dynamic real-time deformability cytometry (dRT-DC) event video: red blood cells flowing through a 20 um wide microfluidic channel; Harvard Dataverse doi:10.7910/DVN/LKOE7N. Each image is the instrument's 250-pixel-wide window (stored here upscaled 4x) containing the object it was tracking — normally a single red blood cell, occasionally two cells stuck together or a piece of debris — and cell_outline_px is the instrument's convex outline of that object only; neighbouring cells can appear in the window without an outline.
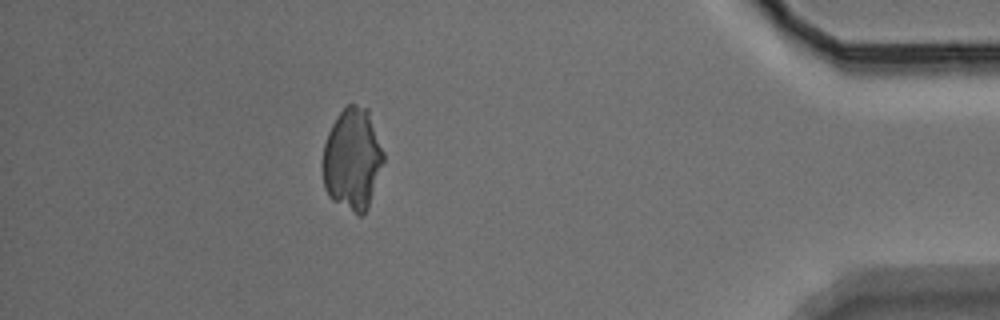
{"species": "Egyptian fruit bat (a non-hibernating species)", "species_latin": "Rousettus aegyptiacus", "temperature_condition": "warm", "stored_images_in_passage": 37, "camera_frame_rate_fps": 3000, "um_per_image_px": 0.085, "animal": {"sex": "male"}, "frame": {"image": 1, "passage_image": 32, "time_ms": 10.333, "image_size_px": [1000, 320], "cell_outline_px": [[384, 160], [368, 208], [360, 216], [332, 200], [328, 196], [324, 188], [324, 144], [328, 132], [336, 116], [348, 104], [356, 104], [368, 108], [384, 152]], "centroid_in_image_um": [29.97, 13.51], "position_along_channel_um": 405.2, "area_um2": 35.95}}